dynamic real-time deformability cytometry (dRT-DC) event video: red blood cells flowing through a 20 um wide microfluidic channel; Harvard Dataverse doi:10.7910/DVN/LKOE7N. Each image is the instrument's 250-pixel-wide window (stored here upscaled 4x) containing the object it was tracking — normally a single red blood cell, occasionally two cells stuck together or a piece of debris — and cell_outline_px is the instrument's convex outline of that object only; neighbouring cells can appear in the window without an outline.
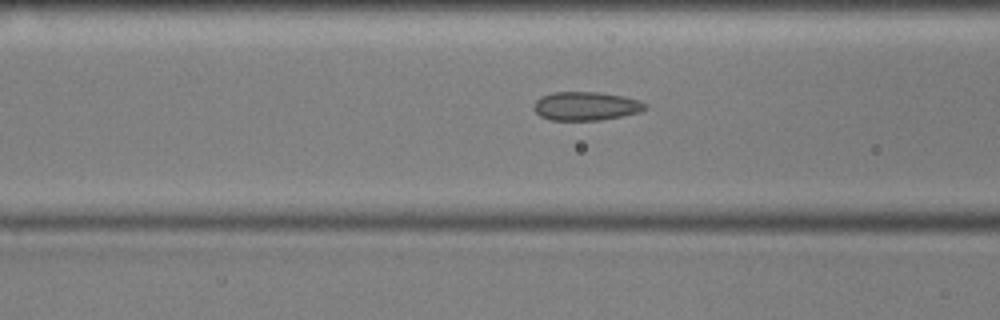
{"species": "common noctule bat (a hibernating species)", "species_latin": "Nyctalus noctula", "temperature_condition": "cold", "stored_images_in_passage": 50, "camera_frame_rate_fps": 3000, "um_per_image_px": 0.085, "animal": {"sex": "male", "body_mass_g": 17.9, "forearm_length_mm": 54.2}, "frame": {"image": 1, "passage_image": 16, "time_ms": 5.0, "image_size_px": [1000, 320], "cell_outline_px": [[648, 108], [640, 112], [624, 116], [600, 120], [548, 120], [540, 116], [532, 108], [532, 104], [540, 96], [556, 92], [600, 92], [624, 96], [640, 100], [648, 104]], "centroid_in_image_um": [49.82, 9.02], "position_along_channel_um": 116.8, "area_um2": 18.96}}
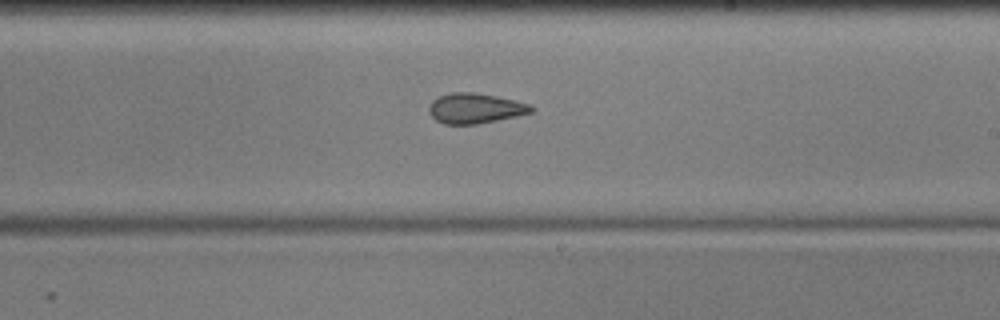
{"frame": {"image": 2, "passage_image": 27, "time_ms": 8.667, "image_size_px": [1000, 320], "cell_outline_px": [[536, 108], [532, 112], [516, 116], [476, 124], [444, 124], [436, 120], [428, 112], [428, 108], [432, 100], [440, 96], [452, 92], [472, 92], [496, 96], [528, 104]], "centroid_in_image_um": [40.36, 9.21], "position_along_channel_um": 248.6, "area_um2": 17.8}}
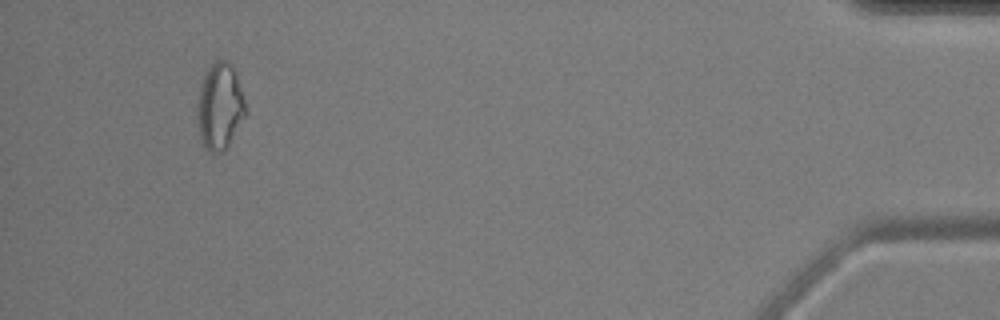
{"frame": {"image": 3, "passage_image": 47, "time_ms": 15.333, "image_size_px": [1000, 320], "cell_outline_px": [[244, 116], [228, 148], [224, 152], [208, 152], [200, 136], [196, 120], [196, 108], [200, 88], [204, 72], [216, 60], [228, 60], [232, 64], [244, 100]], "centroid_in_image_um": [18.64, 9.06], "position_along_channel_um": 416.6, "area_um2": 24.22}, "authors_computed_cell_mechanics": {"area_um2": 19.3341, "velocity_mm_per_s": 3.5938, "shape_relaxation_time_tau1_ms": null, "shape_relaxation_time_tau2_ms": 3.9088, "deformation_change_tau1": null, "deformation_change_tau2": 0.0746}}